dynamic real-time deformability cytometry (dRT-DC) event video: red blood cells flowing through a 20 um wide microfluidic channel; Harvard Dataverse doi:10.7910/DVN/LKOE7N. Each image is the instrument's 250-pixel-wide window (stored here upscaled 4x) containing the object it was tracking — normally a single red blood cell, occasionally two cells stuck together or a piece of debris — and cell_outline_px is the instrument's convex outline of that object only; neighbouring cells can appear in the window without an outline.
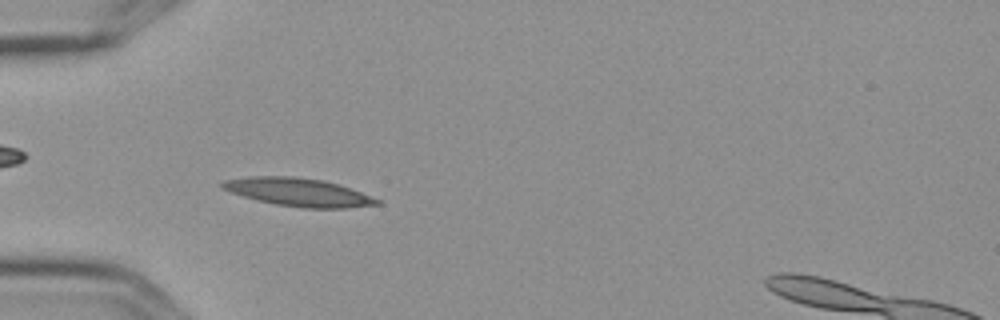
{"species": "Egyptian fruit bat (a non-hibernating species)", "species_latin": "Rousettus aegyptiacus", "temperature_condition": "cold", "stored_images_in_passage": 6, "camera_frame_rate_fps": 3000, "um_per_image_px": 0.085, "frame": {"image": 1, "passage_image": 4, "time_ms": 1.0, "image_size_px": [1000, 320], "cell_outline_px": [[384, 204], [348, 208], [300, 208], [276, 204], [256, 200], [220, 188], [220, 184], [224, 180], [248, 176], [292, 176], [324, 180], [360, 192], [380, 200]], "centroid_in_image_um": [25.35, 16.34], "position_along_channel_um": 59.6, "area_um2": 25.32}}
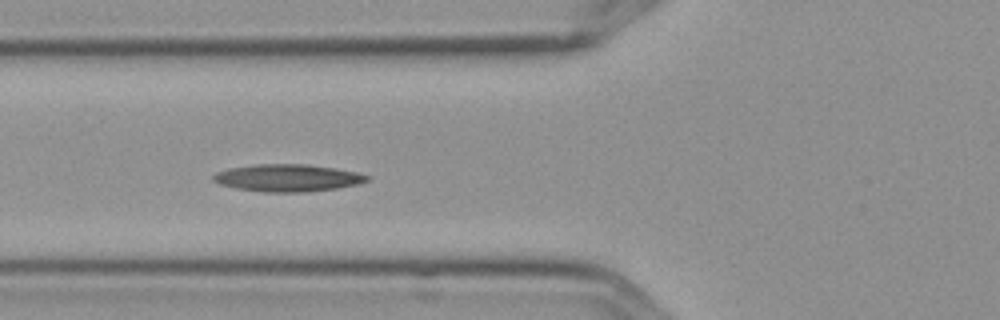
{"frame": {"image": 2, "passage_image": 5, "time_ms": 1.333, "image_size_px": [1000, 320], "cell_outline_px": [[372, 176], [368, 180], [356, 184], [336, 188], [304, 192], [260, 192], [236, 188], [220, 184], [212, 180], [212, 176], [216, 172], [228, 168], [256, 164], [304, 164], [332, 168], [356, 172]], "centroid_in_image_um": [24.4, 15.12], "position_along_channel_um": 101.4, "area_um2": 24.33}}
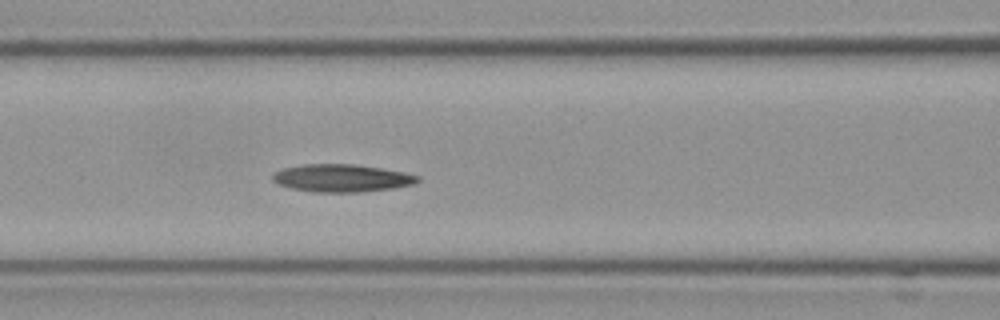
{"frame": {"image": 3, "passage_image": 6, "time_ms": 1.667, "image_size_px": [1000, 320], "cell_outline_px": [[420, 180], [412, 184], [392, 188], [360, 192], [312, 192], [292, 188], [276, 184], [272, 180], [272, 172], [284, 168], [304, 164], [352, 164], [380, 168], [420, 176]], "centroid_in_image_um": [28.97, 15.14], "position_along_channel_um": 137.6, "area_um2": 23.24}}